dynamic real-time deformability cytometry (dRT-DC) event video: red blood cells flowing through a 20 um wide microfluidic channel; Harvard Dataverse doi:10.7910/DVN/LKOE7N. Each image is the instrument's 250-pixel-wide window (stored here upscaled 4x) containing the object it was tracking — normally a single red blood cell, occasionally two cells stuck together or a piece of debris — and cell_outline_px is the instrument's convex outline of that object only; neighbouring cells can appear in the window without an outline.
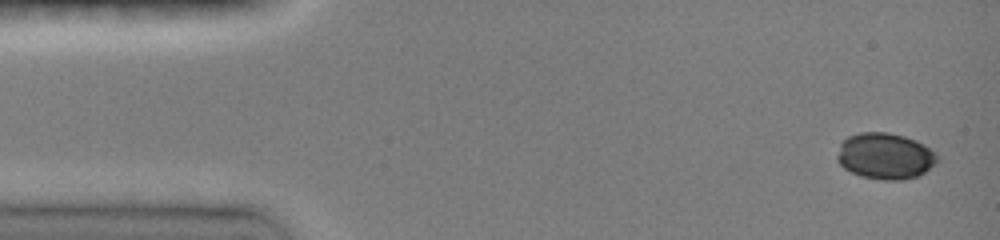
{"species": "common noctule bat (a hibernating species)", "species_latin": "Nyctalus noctula", "temperature_condition": "room temperature", "stored_images_in_passage": 14, "camera_frame_rate_fps": 3000, "um_per_image_px": 0.085, "animal": {"sex": "female", "body_mass_g": 19.0, "forearm_length_mm": 51.5}, "frame": {"image": 1, "passage_image": 1, "time_ms": 0.0, "image_size_px": [1000, 240], "cell_outline_px": [[940, 160], [924, 172], [916, 176], [904, 180], [884, 180], [860, 176], [844, 168], [836, 160], [836, 156], [840, 144], [848, 136], [860, 132], [888, 132], [904, 136], [916, 140], [924, 144], [936, 152]], "centroid_in_image_um": [75.24, 13.26], "position_along_channel_um": 9.8, "area_um2": 27.17}}
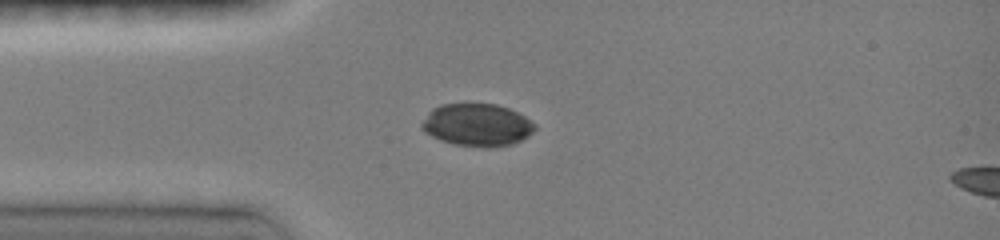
{"frame": {"image": 2, "passage_image": 8, "time_ms": 3.333, "image_size_px": [1000, 240], "cell_outline_px": [[536, 128], [528, 136], [512, 144], [496, 148], [484, 148], [452, 144], [440, 140], [424, 132], [420, 128], [420, 124], [428, 112], [432, 108], [440, 104], [496, 104], [508, 108], [524, 116], [536, 124]], "centroid_in_image_um": [40.53, 10.63], "position_along_channel_um": 44.5, "area_um2": 28.32}}
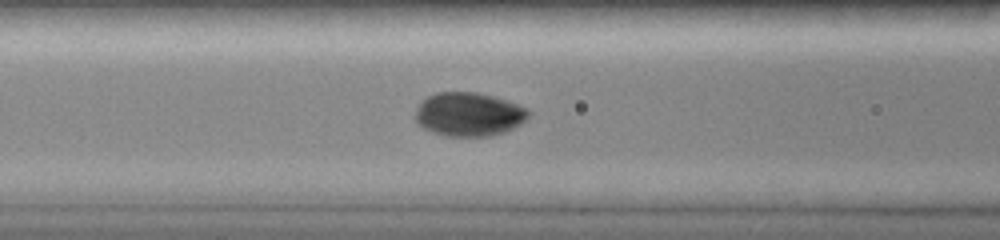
{"frame": {"image": 3, "passage_image": 14, "time_ms": 5.667, "image_size_px": [1000, 240], "cell_outline_px": [[532, 112], [520, 124], [504, 132], [492, 136], [444, 136], [432, 132], [424, 128], [416, 120], [416, 108], [420, 100], [436, 92], [480, 92], [508, 100], [528, 108]], "centroid_in_image_um": [39.86, 9.7], "position_along_channel_um": 126.7, "area_um2": 29.13}}